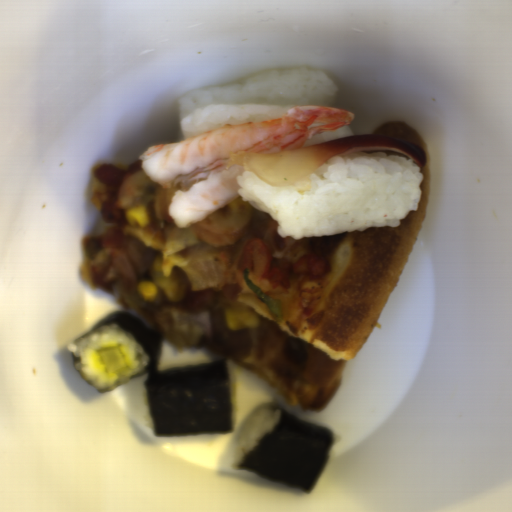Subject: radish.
<instances>
[{
	"label": "radish",
	"instance_id": "obj_1",
	"mask_svg": "<svg viewBox=\"0 0 512 512\" xmlns=\"http://www.w3.org/2000/svg\"><path fill=\"white\" fill-rule=\"evenodd\" d=\"M107 373H113L126 367V362L117 347H110L107 349L99 350L98 353Z\"/></svg>",
	"mask_w": 512,
	"mask_h": 512
}]
</instances>
